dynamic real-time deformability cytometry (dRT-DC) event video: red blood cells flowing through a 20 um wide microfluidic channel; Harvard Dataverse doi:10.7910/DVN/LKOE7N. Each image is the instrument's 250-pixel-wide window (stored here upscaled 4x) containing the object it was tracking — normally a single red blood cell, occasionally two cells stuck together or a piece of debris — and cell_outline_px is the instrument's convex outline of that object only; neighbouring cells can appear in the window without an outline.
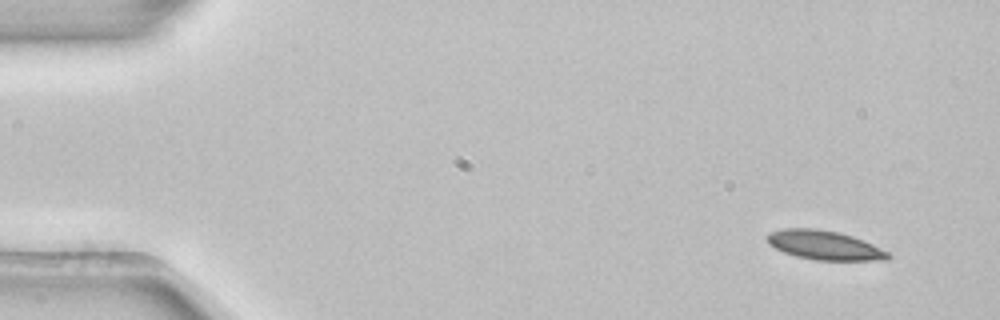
{"species": "common noctule bat (a hibernating species)", "species_latin": "Nyctalus noctula", "temperature_condition": "room temperature", "stored_images_in_passage": 3, "camera_frame_rate_fps": 3000, "um_per_image_px": 0.085, "animal": {"sex": "female", "body_mass_g": 22.7, "forearm_length_mm": 54.2}, "frame": {"image": 1, "passage_image": 1, "time_ms": 0.0, "image_size_px": [1000, 320], "cell_outline_px": [[892, 256], [888, 260], [816, 260], [796, 256], [784, 252], [768, 244], [764, 236], [768, 232], [784, 228], [816, 228], [836, 232], [852, 236], [864, 240], [888, 252]], "centroid_in_image_um": [70.04, 20.83], "position_along_channel_um": 15.0, "area_um2": 20.63}}
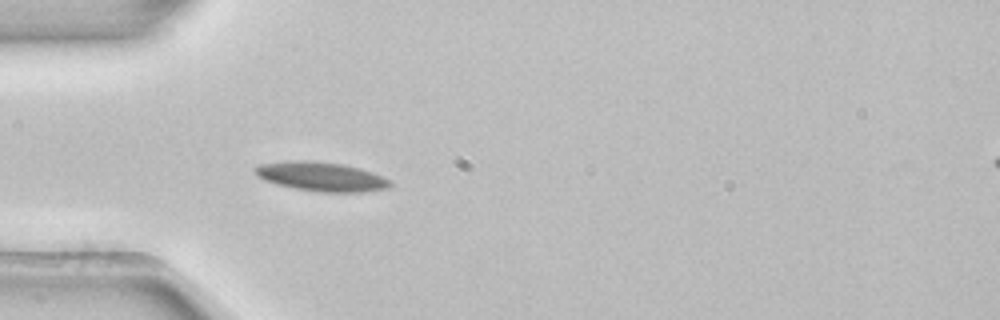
{"frame": {"image": 2, "passage_image": 3, "time_ms": 0.667, "image_size_px": [1000, 320], "cell_outline_px": [[392, 184], [388, 188], [360, 192], [320, 192], [296, 188], [276, 184], [264, 180], [256, 176], [252, 168], [260, 164], [284, 160], [312, 160], [344, 164], [360, 168], [372, 172], [392, 180]], "centroid_in_image_um": [27.28, 14.99], "position_along_channel_um": 57.7, "area_um2": 23.29}}